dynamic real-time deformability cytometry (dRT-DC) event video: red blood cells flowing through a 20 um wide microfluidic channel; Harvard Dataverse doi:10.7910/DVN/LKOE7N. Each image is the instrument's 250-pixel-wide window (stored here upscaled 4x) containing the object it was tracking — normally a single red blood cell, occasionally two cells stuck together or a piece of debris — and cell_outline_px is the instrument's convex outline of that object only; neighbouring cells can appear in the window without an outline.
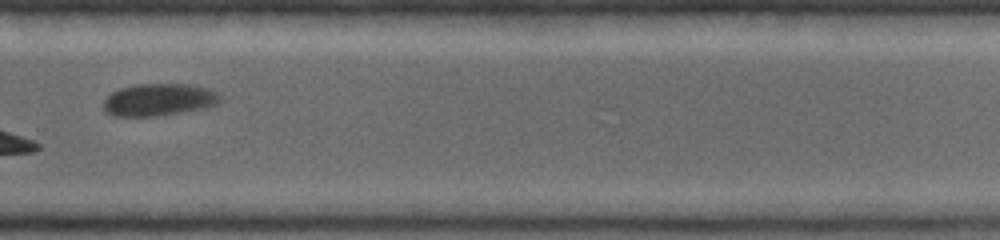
{"species": "common noctule bat (a hibernating species)", "species_latin": "Nyctalus noctula", "temperature_condition": "warm", "stored_images_in_passage": 19, "camera_frame_rate_fps": 5000, "um_per_image_px": 0.085, "animal": {"sex": "female", "body_mass_g": 19.0, "forearm_length_mm": 53.3}, "frame": {"image": 1, "passage_image": 14, "time_ms": 5.2, "image_size_px": [1000, 240], "cell_outline_px": [[220, 100], [216, 104], [200, 108], [180, 112], [156, 116], [112, 116], [104, 112], [104, 100], [112, 92], [120, 88], [136, 84], [188, 84], [208, 88], [216, 92], [220, 96]], "centroid_in_image_um": [13.45, 8.47], "position_along_channel_um": 316.3, "area_um2": 21.73}}
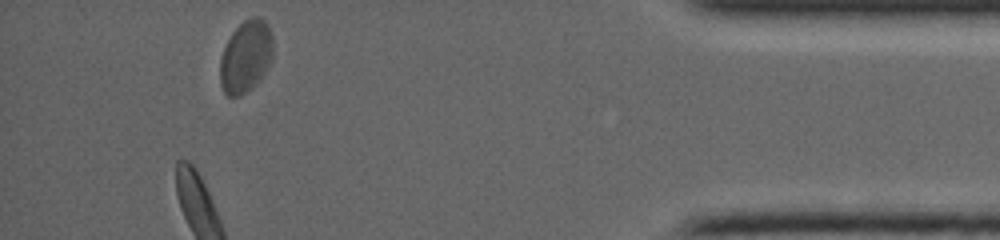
{"frame": {"image": 2, "passage_image": 19, "time_ms": 7.2, "image_size_px": [1000, 240], "cell_outline_px": [[272, 60], [268, 68], [260, 80], [252, 88], [240, 96], [228, 96], [224, 92], [220, 84], [220, 60], [224, 48], [232, 32], [244, 20], [252, 16], [260, 16], [268, 24], [272, 36]], "centroid_in_image_um": [20.91, 4.8], "position_along_channel_um": 414.3, "area_um2": 22.43}}